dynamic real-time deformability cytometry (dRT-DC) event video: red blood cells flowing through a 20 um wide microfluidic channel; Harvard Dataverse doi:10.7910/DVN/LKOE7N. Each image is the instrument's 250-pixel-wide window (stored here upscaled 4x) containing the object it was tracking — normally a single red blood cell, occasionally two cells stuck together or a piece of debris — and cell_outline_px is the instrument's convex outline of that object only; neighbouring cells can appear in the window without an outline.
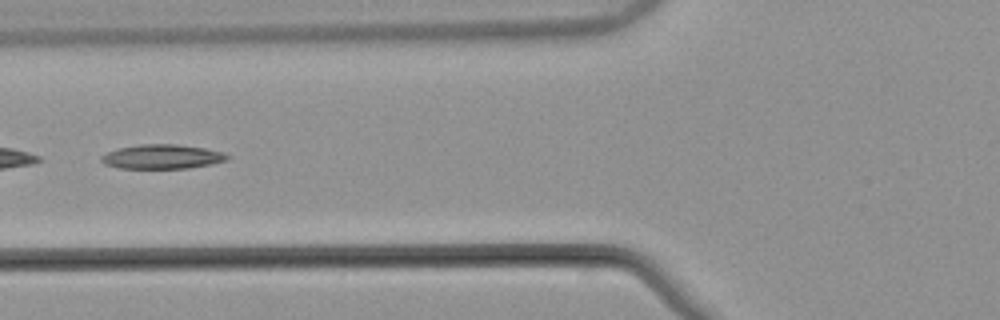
{"species": "common noctule bat (a hibernating species)", "species_latin": "Nyctalus noctula", "temperature_condition": "warm", "stored_images_in_passage": 45, "camera_frame_rate_fps": 3000, "um_per_image_px": 0.085, "animal": {"sex": "male", "body_mass_g": 21.5, "forearm_length_mm": 52.0}, "frame": {"image": 1, "passage_image": 14, "time_ms": 4.333, "image_size_px": [1000, 320], "cell_outline_px": [[228, 160], [212, 164], [188, 168], [120, 168], [104, 164], [100, 160], [100, 156], [116, 148], [140, 144], [176, 144], [204, 148], [224, 152], [228, 156]], "centroid_in_image_um": [13.76, 13.31], "position_along_channel_um": 112.0, "area_um2": 17.92}}
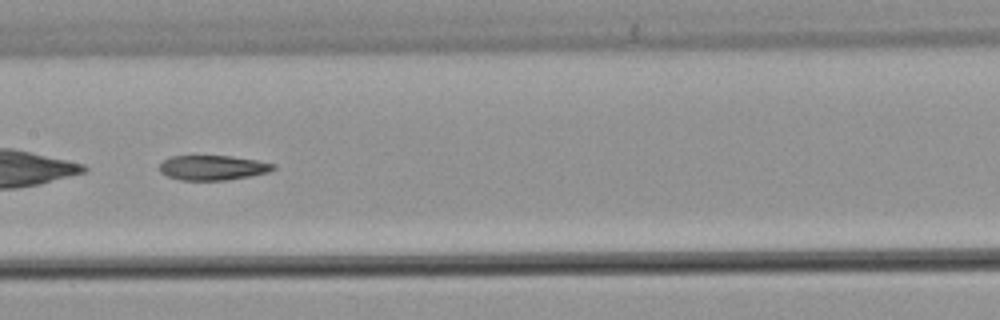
{"frame": {"image": 2, "passage_image": 20, "time_ms": 6.333, "image_size_px": [1000, 320], "cell_outline_px": [[276, 168], [268, 172], [252, 176], [228, 180], [180, 180], [168, 176], [160, 172], [160, 164], [164, 160], [172, 156], [232, 156], [256, 160], [276, 164]], "centroid_in_image_um": [18.11, 14.26], "position_along_channel_um": 189.3, "area_um2": 16.47}}